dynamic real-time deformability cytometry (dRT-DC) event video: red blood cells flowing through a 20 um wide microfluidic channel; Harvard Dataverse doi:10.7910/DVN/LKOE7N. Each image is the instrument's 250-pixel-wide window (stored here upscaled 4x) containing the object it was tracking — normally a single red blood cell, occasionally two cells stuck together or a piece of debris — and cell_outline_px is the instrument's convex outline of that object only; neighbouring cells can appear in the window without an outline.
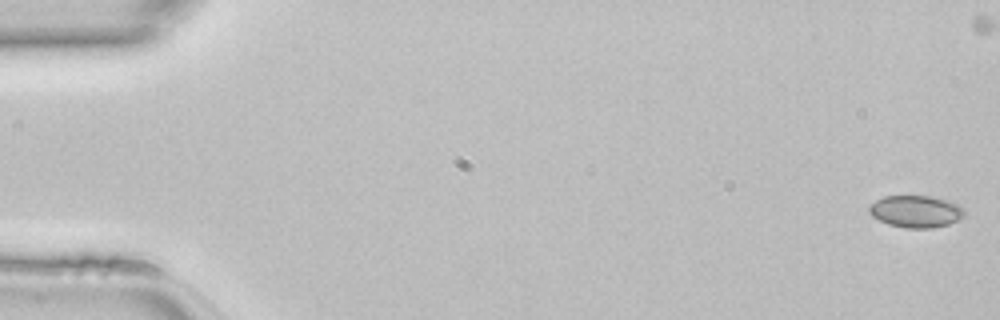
{"species": "common noctule bat (a hibernating species)", "species_latin": "Nyctalus noctula", "temperature_condition": "room temperature", "stored_images_in_passage": 48, "camera_frame_rate_fps": 3000, "um_per_image_px": 0.085, "animal": {"sex": "female", "body_mass_g": 22.7, "forearm_length_mm": 54.2}, "frame": {"image": 1, "passage_image": 1, "time_ms": 0.0, "image_size_px": [1000, 320], "cell_outline_px": [[964, 212], [956, 220], [948, 224], [932, 228], [904, 228], [888, 224], [872, 216], [868, 212], [868, 204], [884, 196], [932, 196], [948, 200], [960, 204], [964, 208]], "centroid_in_image_um": [77.81, 17.96], "position_along_channel_um": 7.2, "area_um2": 17.86}}
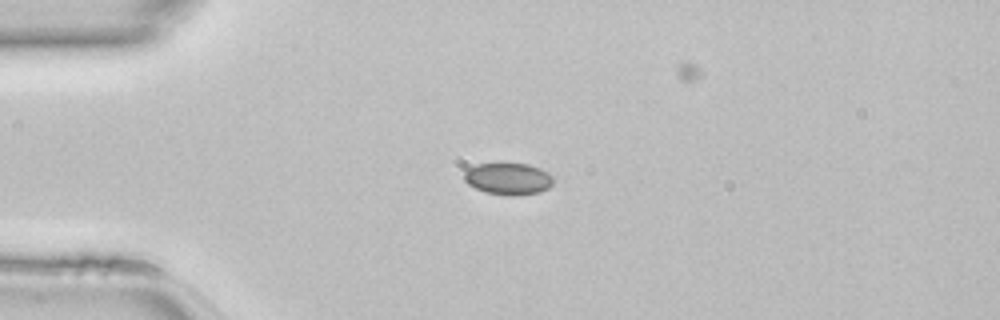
{"frame": {"image": 2, "passage_image": 12, "time_ms": 3.667, "image_size_px": [1000, 320], "cell_outline_px": [[552, 184], [548, 188], [540, 192], [484, 192], [468, 184], [464, 180], [464, 172], [468, 168], [476, 164], [528, 164], [552, 176]], "centroid_in_image_um": [43.13, 15.14], "position_along_channel_um": 41.9, "area_um2": 15.43}}
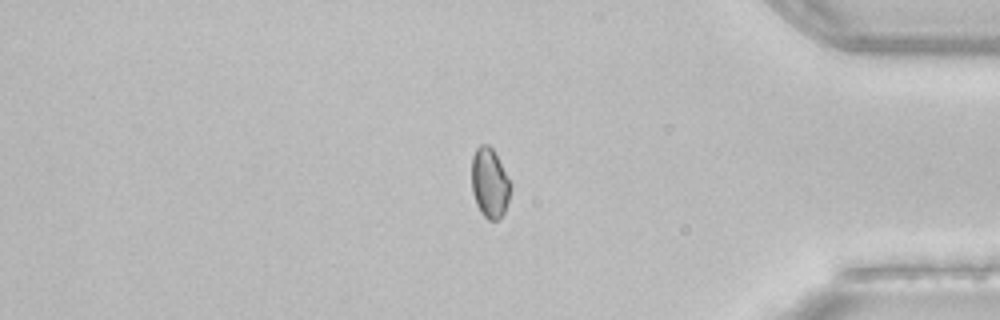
{"frame": {"image": 3, "passage_image": 40, "time_ms": 13.0, "image_size_px": [1000, 320], "cell_outline_px": [[512, 184], [508, 200], [504, 212], [496, 220], [488, 220], [480, 212], [476, 204], [472, 192], [472, 156], [476, 148], [480, 144], [488, 144], [492, 148]], "centroid_in_image_um": [41.61, 15.55], "position_along_channel_um": 393.6, "area_um2": 15.78}}